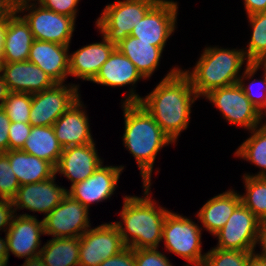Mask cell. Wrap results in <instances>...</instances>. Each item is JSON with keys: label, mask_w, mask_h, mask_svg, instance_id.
<instances>
[{"label": "cell", "mask_w": 266, "mask_h": 266, "mask_svg": "<svg viewBox=\"0 0 266 266\" xmlns=\"http://www.w3.org/2000/svg\"><path fill=\"white\" fill-rule=\"evenodd\" d=\"M127 93L122 103L142 105L174 143L189 126L192 104L199 98L179 67L171 69L147 96L140 97L132 87Z\"/></svg>", "instance_id": "cell-1"}, {"label": "cell", "mask_w": 266, "mask_h": 266, "mask_svg": "<svg viewBox=\"0 0 266 266\" xmlns=\"http://www.w3.org/2000/svg\"><path fill=\"white\" fill-rule=\"evenodd\" d=\"M150 184H144V196L125 195L120 211V221L113 222L121 234L126 247L149 249L159 247L162 241L163 224L167 208L157 206L152 199Z\"/></svg>", "instance_id": "cell-2"}, {"label": "cell", "mask_w": 266, "mask_h": 266, "mask_svg": "<svg viewBox=\"0 0 266 266\" xmlns=\"http://www.w3.org/2000/svg\"><path fill=\"white\" fill-rule=\"evenodd\" d=\"M123 144L136 159L142 183L151 185V176L157 153L174 143L154 118L139 103H123Z\"/></svg>", "instance_id": "cell-3"}, {"label": "cell", "mask_w": 266, "mask_h": 266, "mask_svg": "<svg viewBox=\"0 0 266 266\" xmlns=\"http://www.w3.org/2000/svg\"><path fill=\"white\" fill-rule=\"evenodd\" d=\"M243 50L206 47L192 71L182 70L199 98L213 89L239 82L243 63L249 64Z\"/></svg>", "instance_id": "cell-4"}, {"label": "cell", "mask_w": 266, "mask_h": 266, "mask_svg": "<svg viewBox=\"0 0 266 266\" xmlns=\"http://www.w3.org/2000/svg\"><path fill=\"white\" fill-rule=\"evenodd\" d=\"M16 11L20 14L28 12L22 17L28 23L34 40L70 45L76 21L72 17L47 9L36 0L16 2Z\"/></svg>", "instance_id": "cell-5"}, {"label": "cell", "mask_w": 266, "mask_h": 266, "mask_svg": "<svg viewBox=\"0 0 266 266\" xmlns=\"http://www.w3.org/2000/svg\"><path fill=\"white\" fill-rule=\"evenodd\" d=\"M190 218L169 212L163 224L162 240L166 251L180 256L185 266H202L206 253L202 254V227Z\"/></svg>", "instance_id": "cell-6"}, {"label": "cell", "mask_w": 266, "mask_h": 266, "mask_svg": "<svg viewBox=\"0 0 266 266\" xmlns=\"http://www.w3.org/2000/svg\"><path fill=\"white\" fill-rule=\"evenodd\" d=\"M159 0H117L107 4L96 21L101 36L118 45Z\"/></svg>", "instance_id": "cell-7"}, {"label": "cell", "mask_w": 266, "mask_h": 266, "mask_svg": "<svg viewBox=\"0 0 266 266\" xmlns=\"http://www.w3.org/2000/svg\"><path fill=\"white\" fill-rule=\"evenodd\" d=\"M203 97L220 110L228 123L249 131L261 126L258 109L246 97L239 83L213 89Z\"/></svg>", "instance_id": "cell-8"}, {"label": "cell", "mask_w": 266, "mask_h": 266, "mask_svg": "<svg viewBox=\"0 0 266 266\" xmlns=\"http://www.w3.org/2000/svg\"><path fill=\"white\" fill-rule=\"evenodd\" d=\"M78 90L79 85L56 83L49 89L32 94L31 126H52L80 98Z\"/></svg>", "instance_id": "cell-9"}, {"label": "cell", "mask_w": 266, "mask_h": 266, "mask_svg": "<svg viewBox=\"0 0 266 266\" xmlns=\"http://www.w3.org/2000/svg\"><path fill=\"white\" fill-rule=\"evenodd\" d=\"M126 246L114 223L89 228L79 237V266H99Z\"/></svg>", "instance_id": "cell-10"}, {"label": "cell", "mask_w": 266, "mask_h": 266, "mask_svg": "<svg viewBox=\"0 0 266 266\" xmlns=\"http://www.w3.org/2000/svg\"><path fill=\"white\" fill-rule=\"evenodd\" d=\"M88 214L89 210L82 203L66 194L42 219L44 233L53 238H79L91 227Z\"/></svg>", "instance_id": "cell-11"}, {"label": "cell", "mask_w": 266, "mask_h": 266, "mask_svg": "<svg viewBox=\"0 0 266 266\" xmlns=\"http://www.w3.org/2000/svg\"><path fill=\"white\" fill-rule=\"evenodd\" d=\"M177 14V1L159 0L134 26L130 35L164 50L168 38L175 31Z\"/></svg>", "instance_id": "cell-12"}, {"label": "cell", "mask_w": 266, "mask_h": 266, "mask_svg": "<svg viewBox=\"0 0 266 266\" xmlns=\"http://www.w3.org/2000/svg\"><path fill=\"white\" fill-rule=\"evenodd\" d=\"M259 219L240 203L217 237L216 248L223 250L254 251Z\"/></svg>", "instance_id": "cell-13"}, {"label": "cell", "mask_w": 266, "mask_h": 266, "mask_svg": "<svg viewBox=\"0 0 266 266\" xmlns=\"http://www.w3.org/2000/svg\"><path fill=\"white\" fill-rule=\"evenodd\" d=\"M27 213L14 215L11 225L5 233L7 237L8 259L10 252L18 258L30 259L40 255L41 235L44 233L43 220ZM40 249V250H39Z\"/></svg>", "instance_id": "cell-14"}, {"label": "cell", "mask_w": 266, "mask_h": 266, "mask_svg": "<svg viewBox=\"0 0 266 266\" xmlns=\"http://www.w3.org/2000/svg\"><path fill=\"white\" fill-rule=\"evenodd\" d=\"M123 169L122 165L104 166L102 163L87 179L71 185L67 194L89 209L92 203L103 202L114 194Z\"/></svg>", "instance_id": "cell-15"}, {"label": "cell", "mask_w": 266, "mask_h": 266, "mask_svg": "<svg viewBox=\"0 0 266 266\" xmlns=\"http://www.w3.org/2000/svg\"><path fill=\"white\" fill-rule=\"evenodd\" d=\"M56 175L48 180L21 185L13 201L15 213L18 209L49 214L67 194V189L57 185Z\"/></svg>", "instance_id": "cell-16"}, {"label": "cell", "mask_w": 266, "mask_h": 266, "mask_svg": "<svg viewBox=\"0 0 266 266\" xmlns=\"http://www.w3.org/2000/svg\"><path fill=\"white\" fill-rule=\"evenodd\" d=\"M0 73L10 92L35 94L56 84L50 76L29 60L2 63Z\"/></svg>", "instance_id": "cell-17"}, {"label": "cell", "mask_w": 266, "mask_h": 266, "mask_svg": "<svg viewBox=\"0 0 266 266\" xmlns=\"http://www.w3.org/2000/svg\"><path fill=\"white\" fill-rule=\"evenodd\" d=\"M95 146L93 142L63 149L55 173L65 176L71 185L87 179L103 163Z\"/></svg>", "instance_id": "cell-18"}, {"label": "cell", "mask_w": 266, "mask_h": 266, "mask_svg": "<svg viewBox=\"0 0 266 266\" xmlns=\"http://www.w3.org/2000/svg\"><path fill=\"white\" fill-rule=\"evenodd\" d=\"M84 109L80 97L52 125L56 138L63 149L94 142L89 117Z\"/></svg>", "instance_id": "cell-19"}, {"label": "cell", "mask_w": 266, "mask_h": 266, "mask_svg": "<svg viewBox=\"0 0 266 266\" xmlns=\"http://www.w3.org/2000/svg\"><path fill=\"white\" fill-rule=\"evenodd\" d=\"M70 45L34 40L28 60L42 69L55 83H64L69 75Z\"/></svg>", "instance_id": "cell-20"}, {"label": "cell", "mask_w": 266, "mask_h": 266, "mask_svg": "<svg viewBox=\"0 0 266 266\" xmlns=\"http://www.w3.org/2000/svg\"><path fill=\"white\" fill-rule=\"evenodd\" d=\"M115 49L116 45L103 36L102 41L86 45L69 54V76L92 82Z\"/></svg>", "instance_id": "cell-21"}, {"label": "cell", "mask_w": 266, "mask_h": 266, "mask_svg": "<svg viewBox=\"0 0 266 266\" xmlns=\"http://www.w3.org/2000/svg\"><path fill=\"white\" fill-rule=\"evenodd\" d=\"M240 203V194L230 189L209 199L197 212V217L205 230L215 235Z\"/></svg>", "instance_id": "cell-22"}, {"label": "cell", "mask_w": 266, "mask_h": 266, "mask_svg": "<svg viewBox=\"0 0 266 266\" xmlns=\"http://www.w3.org/2000/svg\"><path fill=\"white\" fill-rule=\"evenodd\" d=\"M145 79L136 66L117 48L111 53L109 59L103 63L93 83L109 87H124Z\"/></svg>", "instance_id": "cell-23"}, {"label": "cell", "mask_w": 266, "mask_h": 266, "mask_svg": "<svg viewBox=\"0 0 266 266\" xmlns=\"http://www.w3.org/2000/svg\"><path fill=\"white\" fill-rule=\"evenodd\" d=\"M16 11L9 19L4 38L3 63L26 61L34 41L28 23Z\"/></svg>", "instance_id": "cell-24"}, {"label": "cell", "mask_w": 266, "mask_h": 266, "mask_svg": "<svg viewBox=\"0 0 266 266\" xmlns=\"http://www.w3.org/2000/svg\"><path fill=\"white\" fill-rule=\"evenodd\" d=\"M5 154L20 186L48 180L56 175L55 167L50 162L34 155L21 150H8Z\"/></svg>", "instance_id": "cell-25"}, {"label": "cell", "mask_w": 266, "mask_h": 266, "mask_svg": "<svg viewBox=\"0 0 266 266\" xmlns=\"http://www.w3.org/2000/svg\"><path fill=\"white\" fill-rule=\"evenodd\" d=\"M116 48L133 62L137 70L146 79L150 78L159 66L163 49L150 42L139 41L131 35L122 40Z\"/></svg>", "instance_id": "cell-26"}, {"label": "cell", "mask_w": 266, "mask_h": 266, "mask_svg": "<svg viewBox=\"0 0 266 266\" xmlns=\"http://www.w3.org/2000/svg\"><path fill=\"white\" fill-rule=\"evenodd\" d=\"M21 151L50 162L56 168L63 148L52 126H32Z\"/></svg>", "instance_id": "cell-27"}, {"label": "cell", "mask_w": 266, "mask_h": 266, "mask_svg": "<svg viewBox=\"0 0 266 266\" xmlns=\"http://www.w3.org/2000/svg\"><path fill=\"white\" fill-rule=\"evenodd\" d=\"M39 257L46 266H79V238H52Z\"/></svg>", "instance_id": "cell-28"}, {"label": "cell", "mask_w": 266, "mask_h": 266, "mask_svg": "<svg viewBox=\"0 0 266 266\" xmlns=\"http://www.w3.org/2000/svg\"><path fill=\"white\" fill-rule=\"evenodd\" d=\"M250 133L251 136L236 149L235 157L245 159L261 168L255 175L245 173L243 176L266 177V127L261 125L253 128Z\"/></svg>", "instance_id": "cell-29"}, {"label": "cell", "mask_w": 266, "mask_h": 266, "mask_svg": "<svg viewBox=\"0 0 266 266\" xmlns=\"http://www.w3.org/2000/svg\"><path fill=\"white\" fill-rule=\"evenodd\" d=\"M252 28L247 49L243 50L249 63H266V12L247 16Z\"/></svg>", "instance_id": "cell-30"}, {"label": "cell", "mask_w": 266, "mask_h": 266, "mask_svg": "<svg viewBox=\"0 0 266 266\" xmlns=\"http://www.w3.org/2000/svg\"><path fill=\"white\" fill-rule=\"evenodd\" d=\"M246 193L240 194L241 203L259 220L266 219V177L243 176Z\"/></svg>", "instance_id": "cell-31"}, {"label": "cell", "mask_w": 266, "mask_h": 266, "mask_svg": "<svg viewBox=\"0 0 266 266\" xmlns=\"http://www.w3.org/2000/svg\"><path fill=\"white\" fill-rule=\"evenodd\" d=\"M260 67L262 69H264L263 79H254L253 81H251V83L246 85L244 83L245 79L246 80L252 79L253 76L258 71V69H260ZM257 82H259V83H257ZM238 83L243 88V91H244L246 97L259 110L264 105V102L266 99V63H249V64H246L245 70L243 71L242 76H240ZM256 84H257V86L259 85L261 87L263 85L262 94L261 93L256 94L255 91H253L254 86ZM257 95H259V96H257Z\"/></svg>", "instance_id": "cell-32"}, {"label": "cell", "mask_w": 266, "mask_h": 266, "mask_svg": "<svg viewBox=\"0 0 266 266\" xmlns=\"http://www.w3.org/2000/svg\"><path fill=\"white\" fill-rule=\"evenodd\" d=\"M32 103V94L22 92H10L2 109L10 119V122L29 123Z\"/></svg>", "instance_id": "cell-33"}, {"label": "cell", "mask_w": 266, "mask_h": 266, "mask_svg": "<svg viewBox=\"0 0 266 266\" xmlns=\"http://www.w3.org/2000/svg\"><path fill=\"white\" fill-rule=\"evenodd\" d=\"M253 251L212 248L206 253L202 266H246Z\"/></svg>", "instance_id": "cell-34"}, {"label": "cell", "mask_w": 266, "mask_h": 266, "mask_svg": "<svg viewBox=\"0 0 266 266\" xmlns=\"http://www.w3.org/2000/svg\"><path fill=\"white\" fill-rule=\"evenodd\" d=\"M20 184L10 166L8 156L0 153V199L13 200Z\"/></svg>", "instance_id": "cell-35"}, {"label": "cell", "mask_w": 266, "mask_h": 266, "mask_svg": "<svg viewBox=\"0 0 266 266\" xmlns=\"http://www.w3.org/2000/svg\"><path fill=\"white\" fill-rule=\"evenodd\" d=\"M136 266H172L168 257L157 248L134 249Z\"/></svg>", "instance_id": "cell-36"}, {"label": "cell", "mask_w": 266, "mask_h": 266, "mask_svg": "<svg viewBox=\"0 0 266 266\" xmlns=\"http://www.w3.org/2000/svg\"><path fill=\"white\" fill-rule=\"evenodd\" d=\"M31 129L30 123L10 122L8 130L9 150H21Z\"/></svg>", "instance_id": "cell-37"}, {"label": "cell", "mask_w": 266, "mask_h": 266, "mask_svg": "<svg viewBox=\"0 0 266 266\" xmlns=\"http://www.w3.org/2000/svg\"><path fill=\"white\" fill-rule=\"evenodd\" d=\"M43 7L50 9L58 14H63L72 17L74 20L77 18V5L80 0H36Z\"/></svg>", "instance_id": "cell-38"}, {"label": "cell", "mask_w": 266, "mask_h": 266, "mask_svg": "<svg viewBox=\"0 0 266 266\" xmlns=\"http://www.w3.org/2000/svg\"><path fill=\"white\" fill-rule=\"evenodd\" d=\"M99 266H136L134 249L126 247L117 255L105 259Z\"/></svg>", "instance_id": "cell-39"}, {"label": "cell", "mask_w": 266, "mask_h": 266, "mask_svg": "<svg viewBox=\"0 0 266 266\" xmlns=\"http://www.w3.org/2000/svg\"><path fill=\"white\" fill-rule=\"evenodd\" d=\"M14 215L13 201L0 199V231L3 230L7 233Z\"/></svg>", "instance_id": "cell-40"}, {"label": "cell", "mask_w": 266, "mask_h": 266, "mask_svg": "<svg viewBox=\"0 0 266 266\" xmlns=\"http://www.w3.org/2000/svg\"><path fill=\"white\" fill-rule=\"evenodd\" d=\"M9 125L10 119L6 112L0 108V153H6L9 150Z\"/></svg>", "instance_id": "cell-41"}, {"label": "cell", "mask_w": 266, "mask_h": 266, "mask_svg": "<svg viewBox=\"0 0 266 266\" xmlns=\"http://www.w3.org/2000/svg\"><path fill=\"white\" fill-rule=\"evenodd\" d=\"M257 244L261 246L260 251L261 249L262 251L260 253H256L254 250L253 254L266 259V219L259 220L255 247Z\"/></svg>", "instance_id": "cell-42"}, {"label": "cell", "mask_w": 266, "mask_h": 266, "mask_svg": "<svg viewBox=\"0 0 266 266\" xmlns=\"http://www.w3.org/2000/svg\"><path fill=\"white\" fill-rule=\"evenodd\" d=\"M247 16L266 12V0H243Z\"/></svg>", "instance_id": "cell-43"}, {"label": "cell", "mask_w": 266, "mask_h": 266, "mask_svg": "<svg viewBox=\"0 0 266 266\" xmlns=\"http://www.w3.org/2000/svg\"><path fill=\"white\" fill-rule=\"evenodd\" d=\"M15 12V0H0V20H8Z\"/></svg>", "instance_id": "cell-44"}, {"label": "cell", "mask_w": 266, "mask_h": 266, "mask_svg": "<svg viewBox=\"0 0 266 266\" xmlns=\"http://www.w3.org/2000/svg\"><path fill=\"white\" fill-rule=\"evenodd\" d=\"M8 20H0V65L3 63L4 58V38Z\"/></svg>", "instance_id": "cell-45"}, {"label": "cell", "mask_w": 266, "mask_h": 266, "mask_svg": "<svg viewBox=\"0 0 266 266\" xmlns=\"http://www.w3.org/2000/svg\"><path fill=\"white\" fill-rule=\"evenodd\" d=\"M9 93H10V91L8 89V86L5 82L2 74L0 73V108H2L4 101L8 97Z\"/></svg>", "instance_id": "cell-46"}, {"label": "cell", "mask_w": 266, "mask_h": 266, "mask_svg": "<svg viewBox=\"0 0 266 266\" xmlns=\"http://www.w3.org/2000/svg\"><path fill=\"white\" fill-rule=\"evenodd\" d=\"M246 266H266V259L258 257L255 254H252L249 257Z\"/></svg>", "instance_id": "cell-47"}, {"label": "cell", "mask_w": 266, "mask_h": 266, "mask_svg": "<svg viewBox=\"0 0 266 266\" xmlns=\"http://www.w3.org/2000/svg\"><path fill=\"white\" fill-rule=\"evenodd\" d=\"M4 259H8L6 236L4 239L0 237V261Z\"/></svg>", "instance_id": "cell-48"}, {"label": "cell", "mask_w": 266, "mask_h": 266, "mask_svg": "<svg viewBox=\"0 0 266 266\" xmlns=\"http://www.w3.org/2000/svg\"><path fill=\"white\" fill-rule=\"evenodd\" d=\"M258 111H259L260 122L262 123V119L264 118V116L266 117V99H265L264 105ZM261 125L266 127V121L265 123Z\"/></svg>", "instance_id": "cell-49"}, {"label": "cell", "mask_w": 266, "mask_h": 266, "mask_svg": "<svg viewBox=\"0 0 266 266\" xmlns=\"http://www.w3.org/2000/svg\"><path fill=\"white\" fill-rule=\"evenodd\" d=\"M9 259H4L0 261V266H7Z\"/></svg>", "instance_id": "cell-50"}]
</instances>
